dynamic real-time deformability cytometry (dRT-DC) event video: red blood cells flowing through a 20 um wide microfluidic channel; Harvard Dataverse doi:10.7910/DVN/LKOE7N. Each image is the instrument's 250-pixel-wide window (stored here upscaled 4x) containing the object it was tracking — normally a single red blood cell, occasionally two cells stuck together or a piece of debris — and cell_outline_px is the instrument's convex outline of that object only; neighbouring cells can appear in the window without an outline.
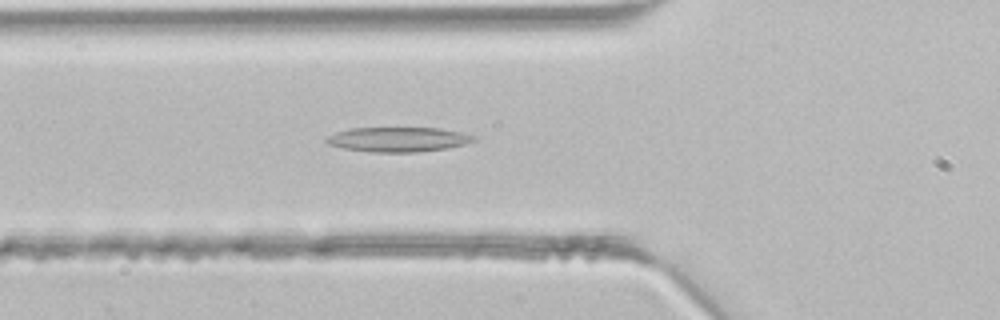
{"species": "common noctule bat (a hibernating species)", "species_latin": "Nyctalus noctula", "temperature_condition": "room temperature", "stored_images_in_passage": 42, "camera_frame_rate_fps": 3000, "um_per_image_px": 0.085, "animal": {"sex": "male", "body_mass_g": 21.5, "forearm_length_mm": 52.0}, "frame": {"image": 1, "passage_image": 14, "time_ms": 4.333, "image_size_px": [1000, 320], "cell_outline_px": [[476, 140], [464, 144], [448, 148], [416, 152], [368, 152], [344, 148], [328, 144], [324, 140], [328, 136], [336, 132], [348, 128], [440, 128], [460, 132], [476, 136]], "centroid_in_image_um": [33.83, 11.85], "position_along_channel_um": 92.0, "area_um2": 21.21}}
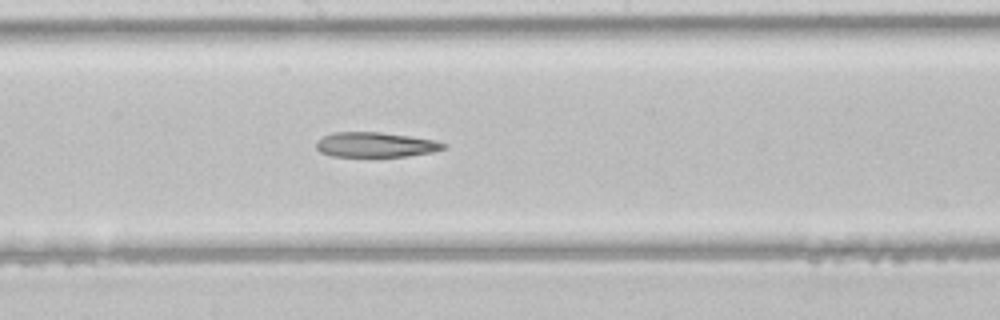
{"frame": {"image": 2, "passage_image": 22, "time_ms": 7.0, "image_size_px": [1000, 320], "cell_outline_px": [[448, 148], [432, 152], [408, 156], [332, 156], [320, 152], [316, 148], [316, 144], [324, 136], [332, 132], [380, 132], [436, 140], [448, 144]], "centroid_in_image_um": [31.97, 12.3], "position_along_channel_um": 216.2, "area_um2": 18.44}}
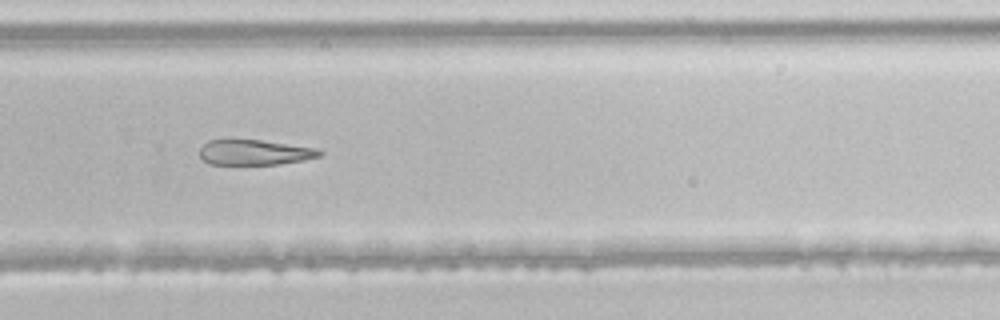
{"frame": {"image": 3, "passage_image": 28, "time_ms": 9.0, "image_size_px": [1000, 320], "cell_outline_px": [[324, 152], [320, 156], [304, 160], [280, 164], [208, 164], [200, 156], [200, 148], [208, 140], [228, 136], [232, 136], [316, 148]], "centroid_in_image_um": [21.57, 12.9], "position_along_channel_um": 308.2, "area_um2": 18.32}}